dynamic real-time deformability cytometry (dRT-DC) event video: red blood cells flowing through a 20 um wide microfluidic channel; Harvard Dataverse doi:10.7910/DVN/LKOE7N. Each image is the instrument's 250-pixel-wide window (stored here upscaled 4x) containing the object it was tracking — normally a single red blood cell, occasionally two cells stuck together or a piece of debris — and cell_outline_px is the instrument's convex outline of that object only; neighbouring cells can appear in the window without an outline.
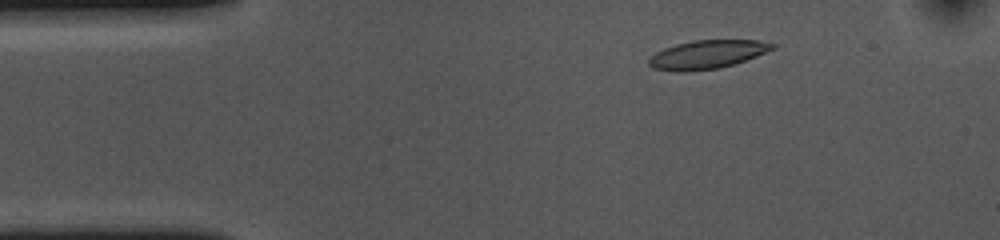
{"species": "common noctule bat (a hibernating species)", "species_latin": "Nyctalus noctula", "temperature_condition": "cold", "stored_images_in_passage": 52, "camera_frame_rate_fps": 3000, "um_per_image_px": 0.085, "animal": {"sex": "female", "body_mass_g": 10.0, "forearm_length_mm": 53.1}, "frame": {"image": 1, "passage_image": 6, "time_ms": 1.667, "image_size_px": [1000, 240], "cell_outline_px": [[776, 48], [756, 56], [720, 68], [684, 72], [676, 72], [652, 68], [648, 64], [648, 56], [664, 48], [676, 44], [696, 40], [756, 40], [776, 44]], "centroid_in_image_um": [60.06, 4.64], "position_along_channel_um": 24.9, "area_um2": 20.58}}
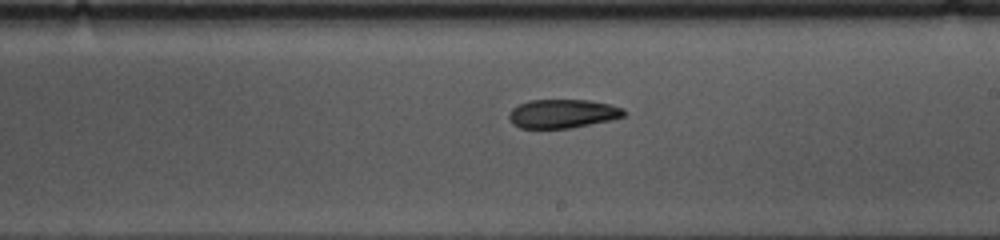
{"frame": {"image": 2, "passage_image": 28, "time_ms": 9.0, "image_size_px": [1000, 240], "cell_outline_px": [[628, 112], [624, 116], [612, 120], [572, 128], [520, 128], [512, 124], [508, 116], [508, 112], [512, 108], [528, 100], [588, 100], [608, 104], [624, 108]], "centroid_in_image_um": [47.83, 9.66], "position_along_channel_um": 241.2, "area_um2": 19.48}}
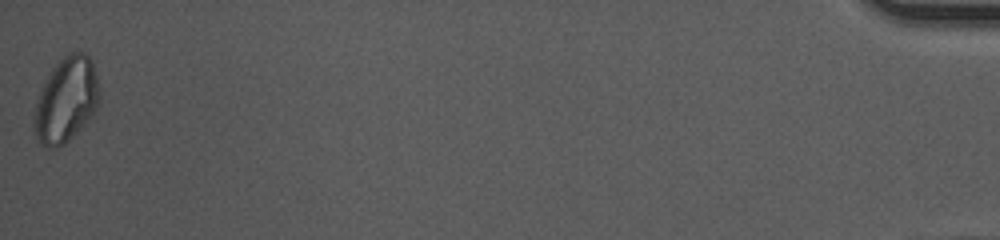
{"frame": {"image": 3, "passage_image": 52, "time_ms": 17.0, "image_size_px": [1000, 240], "cell_outline_px": [[100, 100], [96, 108], [80, 128], [64, 144], [56, 148], [48, 148], [40, 144], [36, 136], [32, 124], [32, 120], [36, 104], [40, 92], [52, 68], [68, 52], [84, 52], [92, 60], [100, 92]], "centroid_in_image_um": [5.61, 8.5], "position_along_channel_um": 429.6, "area_um2": 32.02}, "authors_computed_cell_mechanics": {"area_um2": 20.9814, "velocity_mm_per_s": 3.6375, "shape_relaxation_time_tau1_ms": 6.6266, "shape_relaxation_time_tau2_ms": 9.6429, "deformation_change_tau1": 0.1627, "deformation_change_tau2": 0.1751}}